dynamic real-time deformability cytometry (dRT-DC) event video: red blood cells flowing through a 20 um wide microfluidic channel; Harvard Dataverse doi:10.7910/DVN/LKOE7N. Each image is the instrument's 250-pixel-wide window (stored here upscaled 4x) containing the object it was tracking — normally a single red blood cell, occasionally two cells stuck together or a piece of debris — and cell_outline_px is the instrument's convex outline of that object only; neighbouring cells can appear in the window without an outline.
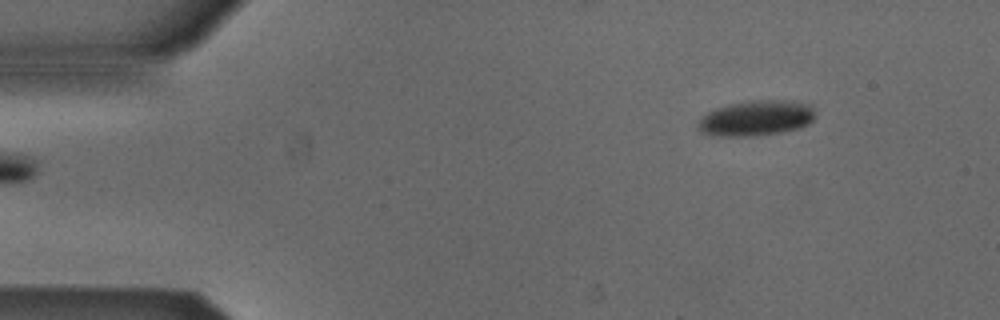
{"species": "Egyptian fruit bat (a non-hibernating species)", "species_latin": "Rousettus aegyptiacus", "temperature_condition": "cold", "stored_images_in_passage": 47, "camera_frame_rate_fps": 3000, "um_per_image_px": 0.085, "animal": {"sex": "male"}, "frame": {"image": 1, "passage_image": 1, "time_ms": 0.0, "image_size_px": [1000, 320], "cell_outline_px": [[812, 120], [808, 124], [800, 128], [780, 132], [748, 136], [712, 136], [700, 132], [696, 128], [700, 120], [708, 112], [716, 108], [728, 104], [748, 100], [792, 100], [808, 104], [812, 108]], "centroid_in_image_um": [64.23, 10.04], "position_along_channel_um": 20.8, "area_um2": 24.1}}
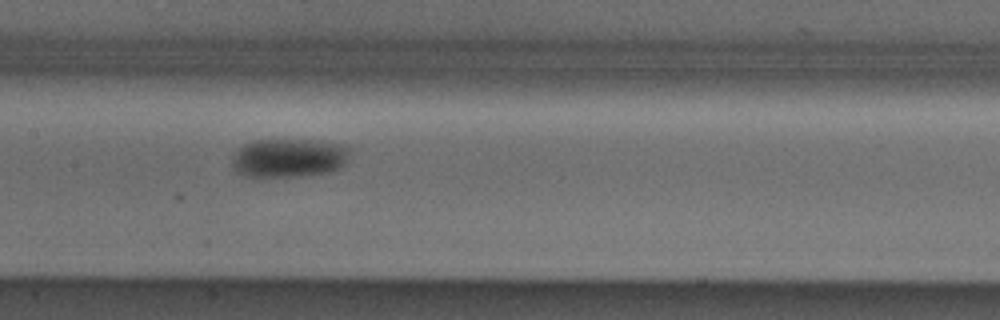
{"frame": {"image": 2, "passage_image": 20, "time_ms": 6.333, "image_size_px": [1000, 320], "cell_outline_px": [[348, 152], [344, 164], [340, 168], [328, 172], [304, 176], [256, 180], [244, 176], [236, 172], [232, 164], [232, 160], [236, 152], [244, 144], [252, 140], [320, 140], [348, 144]], "centroid_in_image_um": [24.52, 13.46], "position_along_channel_um": 182.9, "area_um2": 27.57}}
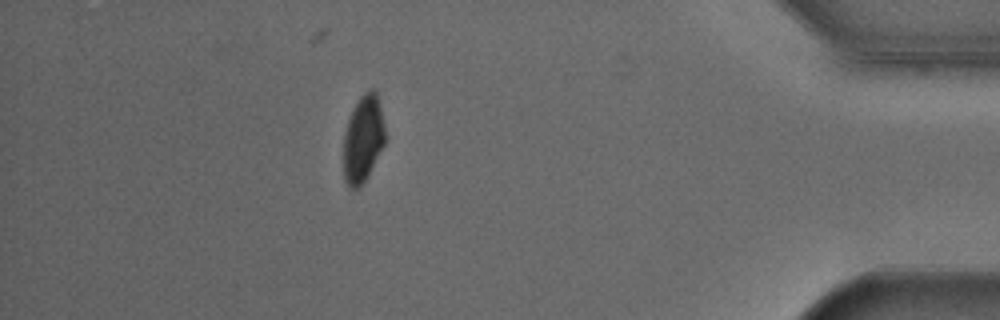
{"frame": {"image": 3, "passage_image": 41, "time_ms": 13.333, "image_size_px": [1000, 320], "cell_outline_px": [[384, 144], [364, 180], [356, 188], [348, 188], [344, 180], [344, 132], [348, 120], [360, 96], [368, 88], [372, 88], [376, 92], [380, 104], [384, 124]], "centroid_in_image_um": [30.85, 11.76], "position_along_channel_um": 404.4, "area_um2": 20.63}}